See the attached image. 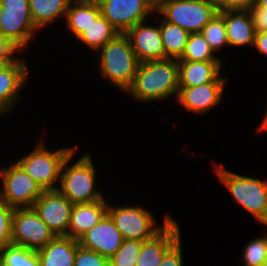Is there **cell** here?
Segmentation results:
<instances>
[{"label":"cell","instance_id":"obj_1","mask_svg":"<svg viewBox=\"0 0 267 266\" xmlns=\"http://www.w3.org/2000/svg\"><path fill=\"white\" fill-rule=\"evenodd\" d=\"M179 92L178 61L163 59L139 62L133 84L126 91L138 103L167 101Z\"/></svg>","mask_w":267,"mask_h":266},{"label":"cell","instance_id":"obj_2","mask_svg":"<svg viewBox=\"0 0 267 266\" xmlns=\"http://www.w3.org/2000/svg\"><path fill=\"white\" fill-rule=\"evenodd\" d=\"M98 67L102 80L112 83L122 93L131 87L139 65L129 38L125 33L117 34L98 52Z\"/></svg>","mask_w":267,"mask_h":266},{"label":"cell","instance_id":"obj_3","mask_svg":"<svg viewBox=\"0 0 267 266\" xmlns=\"http://www.w3.org/2000/svg\"><path fill=\"white\" fill-rule=\"evenodd\" d=\"M77 148L67 159L64 161L61 172L60 181L57 190L64 195L72 204L91 203L99 200H106L102 191L96 187V167L95 162H92L93 157L86 152L75 161L73 164L68 165Z\"/></svg>","mask_w":267,"mask_h":266},{"label":"cell","instance_id":"obj_4","mask_svg":"<svg viewBox=\"0 0 267 266\" xmlns=\"http://www.w3.org/2000/svg\"><path fill=\"white\" fill-rule=\"evenodd\" d=\"M218 180L230 191L234 202L254 216L258 223L267 227V180L244 176L220 165H214Z\"/></svg>","mask_w":267,"mask_h":266},{"label":"cell","instance_id":"obj_5","mask_svg":"<svg viewBox=\"0 0 267 266\" xmlns=\"http://www.w3.org/2000/svg\"><path fill=\"white\" fill-rule=\"evenodd\" d=\"M77 148L76 144L72 147L50 150L43 142L38 141L30 153L23 155L16 162L43 190H54L58 188L64 161Z\"/></svg>","mask_w":267,"mask_h":266},{"label":"cell","instance_id":"obj_6","mask_svg":"<svg viewBox=\"0 0 267 266\" xmlns=\"http://www.w3.org/2000/svg\"><path fill=\"white\" fill-rule=\"evenodd\" d=\"M217 12L215 0H156L155 15L189 33L201 32Z\"/></svg>","mask_w":267,"mask_h":266},{"label":"cell","instance_id":"obj_7","mask_svg":"<svg viewBox=\"0 0 267 266\" xmlns=\"http://www.w3.org/2000/svg\"><path fill=\"white\" fill-rule=\"evenodd\" d=\"M107 214L114 221L115 226L124 239L146 241L159 233L173 218L169 212L163 216L162 227L150 210L140 206L120 205L114 206L108 202Z\"/></svg>","mask_w":267,"mask_h":266},{"label":"cell","instance_id":"obj_8","mask_svg":"<svg viewBox=\"0 0 267 266\" xmlns=\"http://www.w3.org/2000/svg\"><path fill=\"white\" fill-rule=\"evenodd\" d=\"M29 0H0V35L10 39L23 53L36 39Z\"/></svg>","mask_w":267,"mask_h":266},{"label":"cell","instance_id":"obj_9","mask_svg":"<svg viewBox=\"0 0 267 266\" xmlns=\"http://www.w3.org/2000/svg\"><path fill=\"white\" fill-rule=\"evenodd\" d=\"M0 185V198L14 209L31 208L44 192L15 160L0 167Z\"/></svg>","mask_w":267,"mask_h":266},{"label":"cell","instance_id":"obj_10","mask_svg":"<svg viewBox=\"0 0 267 266\" xmlns=\"http://www.w3.org/2000/svg\"><path fill=\"white\" fill-rule=\"evenodd\" d=\"M55 237L32 207L14 210L11 244L38 251Z\"/></svg>","mask_w":267,"mask_h":266},{"label":"cell","instance_id":"obj_11","mask_svg":"<svg viewBox=\"0 0 267 266\" xmlns=\"http://www.w3.org/2000/svg\"><path fill=\"white\" fill-rule=\"evenodd\" d=\"M101 14L119 33H126L137 23L155 13L156 0H103Z\"/></svg>","mask_w":267,"mask_h":266},{"label":"cell","instance_id":"obj_12","mask_svg":"<svg viewBox=\"0 0 267 266\" xmlns=\"http://www.w3.org/2000/svg\"><path fill=\"white\" fill-rule=\"evenodd\" d=\"M32 208L55 236H67L73 204L57 189L44 190Z\"/></svg>","mask_w":267,"mask_h":266},{"label":"cell","instance_id":"obj_13","mask_svg":"<svg viewBox=\"0 0 267 266\" xmlns=\"http://www.w3.org/2000/svg\"><path fill=\"white\" fill-rule=\"evenodd\" d=\"M226 84L228 82H210L193 87H179L175 101L185 111L201 116L223 102Z\"/></svg>","mask_w":267,"mask_h":266},{"label":"cell","instance_id":"obj_14","mask_svg":"<svg viewBox=\"0 0 267 266\" xmlns=\"http://www.w3.org/2000/svg\"><path fill=\"white\" fill-rule=\"evenodd\" d=\"M18 58L15 62L0 68V116H10L15 104L22 97L20 94L29 79V67L26 59Z\"/></svg>","mask_w":267,"mask_h":266},{"label":"cell","instance_id":"obj_15","mask_svg":"<svg viewBox=\"0 0 267 266\" xmlns=\"http://www.w3.org/2000/svg\"><path fill=\"white\" fill-rule=\"evenodd\" d=\"M149 22H139L125 33L139 62L165 59L159 26H151Z\"/></svg>","mask_w":267,"mask_h":266},{"label":"cell","instance_id":"obj_16","mask_svg":"<svg viewBox=\"0 0 267 266\" xmlns=\"http://www.w3.org/2000/svg\"><path fill=\"white\" fill-rule=\"evenodd\" d=\"M123 241L122 234L108 214L78 240L81 247L95 251L107 259L118 251Z\"/></svg>","mask_w":267,"mask_h":266},{"label":"cell","instance_id":"obj_17","mask_svg":"<svg viewBox=\"0 0 267 266\" xmlns=\"http://www.w3.org/2000/svg\"><path fill=\"white\" fill-rule=\"evenodd\" d=\"M179 223L172 218L149 240L143 241L136 266H159L164 255L182 238Z\"/></svg>","mask_w":267,"mask_h":266},{"label":"cell","instance_id":"obj_18","mask_svg":"<svg viewBox=\"0 0 267 266\" xmlns=\"http://www.w3.org/2000/svg\"><path fill=\"white\" fill-rule=\"evenodd\" d=\"M223 65V61H178L179 87L228 82V77L221 76Z\"/></svg>","mask_w":267,"mask_h":266},{"label":"cell","instance_id":"obj_19","mask_svg":"<svg viewBox=\"0 0 267 266\" xmlns=\"http://www.w3.org/2000/svg\"><path fill=\"white\" fill-rule=\"evenodd\" d=\"M107 208V200L73 204L67 236L79 240L107 214Z\"/></svg>","mask_w":267,"mask_h":266},{"label":"cell","instance_id":"obj_20","mask_svg":"<svg viewBox=\"0 0 267 266\" xmlns=\"http://www.w3.org/2000/svg\"><path fill=\"white\" fill-rule=\"evenodd\" d=\"M229 47H254L256 31L249 10H224Z\"/></svg>","mask_w":267,"mask_h":266},{"label":"cell","instance_id":"obj_21","mask_svg":"<svg viewBox=\"0 0 267 266\" xmlns=\"http://www.w3.org/2000/svg\"><path fill=\"white\" fill-rule=\"evenodd\" d=\"M79 246L78 240L68 236H56L46 246L36 251L40 266H74Z\"/></svg>","mask_w":267,"mask_h":266},{"label":"cell","instance_id":"obj_22","mask_svg":"<svg viewBox=\"0 0 267 266\" xmlns=\"http://www.w3.org/2000/svg\"><path fill=\"white\" fill-rule=\"evenodd\" d=\"M100 15V5L72 0L65 17L66 29L76 40Z\"/></svg>","mask_w":267,"mask_h":266},{"label":"cell","instance_id":"obj_23","mask_svg":"<svg viewBox=\"0 0 267 266\" xmlns=\"http://www.w3.org/2000/svg\"><path fill=\"white\" fill-rule=\"evenodd\" d=\"M72 0H29L34 25L40 29L50 26L59 18L65 19Z\"/></svg>","mask_w":267,"mask_h":266},{"label":"cell","instance_id":"obj_24","mask_svg":"<svg viewBox=\"0 0 267 266\" xmlns=\"http://www.w3.org/2000/svg\"><path fill=\"white\" fill-rule=\"evenodd\" d=\"M159 17V31L163 42L165 59L179 60L184 53L190 33L178 25L167 22L162 17Z\"/></svg>","mask_w":267,"mask_h":266},{"label":"cell","instance_id":"obj_25","mask_svg":"<svg viewBox=\"0 0 267 266\" xmlns=\"http://www.w3.org/2000/svg\"><path fill=\"white\" fill-rule=\"evenodd\" d=\"M117 34L119 32L101 14L76 40L97 53Z\"/></svg>","mask_w":267,"mask_h":266},{"label":"cell","instance_id":"obj_26","mask_svg":"<svg viewBox=\"0 0 267 266\" xmlns=\"http://www.w3.org/2000/svg\"><path fill=\"white\" fill-rule=\"evenodd\" d=\"M177 61H223L209 46L201 32L190 33L184 53Z\"/></svg>","mask_w":267,"mask_h":266},{"label":"cell","instance_id":"obj_27","mask_svg":"<svg viewBox=\"0 0 267 266\" xmlns=\"http://www.w3.org/2000/svg\"><path fill=\"white\" fill-rule=\"evenodd\" d=\"M201 33L216 55L221 50H224L226 46L229 48L224 22V10L218 11L204 26Z\"/></svg>","mask_w":267,"mask_h":266},{"label":"cell","instance_id":"obj_28","mask_svg":"<svg viewBox=\"0 0 267 266\" xmlns=\"http://www.w3.org/2000/svg\"><path fill=\"white\" fill-rule=\"evenodd\" d=\"M4 266H40L37 252L13 244L3 247Z\"/></svg>","mask_w":267,"mask_h":266},{"label":"cell","instance_id":"obj_29","mask_svg":"<svg viewBox=\"0 0 267 266\" xmlns=\"http://www.w3.org/2000/svg\"><path fill=\"white\" fill-rule=\"evenodd\" d=\"M242 252L243 266H263L267 260V233L249 240Z\"/></svg>","mask_w":267,"mask_h":266},{"label":"cell","instance_id":"obj_30","mask_svg":"<svg viewBox=\"0 0 267 266\" xmlns=\"http://www.w3.org/2000/svg\"><path fill=\"white\" fill-rule=\"evenodd\" d=\"M143 241L124 239L118 251L109 258L110 266H136Z\"/></svg>","mask_w":267,"mask_h":266},{"label":"cell","instance_id":"obj_31","mask_svg":"<svg viewBox=\"0 0 267 266\" xmlns=\"http://www.w3.org/2000/svg\"><path fill=\"white\" fill-rule=\"evenodd\" d=\"M14 208L10 207L0 198V247L11 244L12 241V217Z\"/></svg>","mask_w":267,"mask_h":266},{"label":"cell","instance_id":"obj_32","mask_svg":"<svg viewBox=\"0 0 267 266\" xmlns=\"http://www.w3.org/2000/svg\"><path fill=\"white\" fill-rule=\"evenodd\" d=\"M108 264L109 259L97 252L85 249L81 246L77 248L74 266H107Z\"/></svg>","mask_w":267,"mask_h":266},{"label":"cell","instance_id":"obj_33","mask_svg":"<svg viewBox=\"0 0 267 266\" xmlns=\"http://www.w3.org/2000/svg\"><path fill=\"white\" fill-rule=\"evenodd\" d=\"M20 51L22 53V50L10 39L0 35V61H2L4 64L15 62L21 57V55H17V53L19 54Z\"/></svg>","mask_w":267,"mask_h":266},{"label":"cell","instance_id":"obj_34","mask_svg":"<svg viewBox=\"0 0 267 266\" xmlns=\"http://www.w3.org/2000/svg\"><path fill=\"white\" fill-rule=\"evenodd\" d=\"M180 239L163 257L159 266H184V258Z\"/></svg>","mask_w":267,"mask_h":266},{"label":"cell","instance_id":"obj_35","mask_svg":"<svg viewBox=\"0 0 267 266\" xmlns=\"http://www.w3.org/2000/svg\"><path fill=\"white\" fill-rule=\"evenodd\" d=\"M218 11L249 10L258 4L259 0H215Z\"/></svg>","mask_w":267,"mask_h":266},{"label":"cell","instance_id":"obj_36","mask_svg":"<svg viewBox=\"0 0 267 266\" xmlns=\"http://www.w3.org/2000/svg\"><path fill=\"white\" fill-rule=\"evenodd\" d=\"M256 32H267V8L255 5L249 9Z\"/></svg>","mask_w":267,"mask_h":266},{"label":"cell","instance_id":"obj_37","mask_svg":"<svg viewBox=\"0 0 267 266\" xmlns=\"http://www.w3.org/2000/svg\"><path fill=\"white\" fill-rule=\"evenodd\" d=\"M259 54L267 56V32H256L254 47Z\"/></svg>","mask_w":267,"mask_h":266},{"label":"cell","instance_id":"obj_38","mask_svg":"<svg viewBox=\"0 0 267 266\" xmlns=\"http://www.w3.org/2000/svg\"><path fill=\"white\" fill-rule=\"evenodd\" d=\"M266 105H267V102H266ZM261 120H262V122L259 125V127H257V130H256L260 134L264 133L265 131H267V106H266L265 114H264V116H263V118Z\"/></svg>","mask_w":267,"mask_h":266},{"label":"cell","instance_id":"obj_39","mask_svg":"<svg viewBox=\"0 0 267 266\" xmlns=\"http://www.w3.org/2000/svg\"><path fill=\"white\" fill-rule=\"evenodd\" d=\"M81 3L100 4L103 0H75Z\"/></svg>","mask_w":267,"mask_h":266},{"label":"cell","instance_id":"obj_40","mask_svg":"<svg viewBox=\"0 0 267 266\" xmlns=\"http://www.w3.org/2000/svg\"><path fill=\"white\" fill-rule=\"evenodd\" d=\"M0 266H4L3 247H0Z\"/></svg>","mask_w":267,"mask_h":266},{"label":"cell","instance_id":"obj_41","mask_svg":"<svg viewBox=\"0 0 267 266\" xmlns=\"http://www.w3.org/2000/svg\"><path fill=\"white\" fill-rule=\"evenodd\" d=\"M259 7L267 8V0H259L258 4Z\"/></svg>","mask_w":267,"mask_h":266},{"label":"cell","instance_id":"obj_42","mask_svg":"<svg viewBox=\"0 0 267 266\" xmlns=\"http://www.w3.org/2000/svg\"><path fill=\"white\" fill-rule=\"evenodd\" d=\"M5 64L2 62V61H0V68L2 67V66H4Z\"/></svg>","mask_w":267,"mask_h":266},{"label":"cell","instance_id":"obj_43","mask_svg":"<svg viewBox=\"0 0 267 266\" xmlns=\"http://www.w3.org/2000/svg\"><path fill=\"white\" fill-rule=\"evenodd\" d=\"M263 266H267V260L264 262Z\"/></svg>","mask_w":267,"mask_h":266}]
</instances>
